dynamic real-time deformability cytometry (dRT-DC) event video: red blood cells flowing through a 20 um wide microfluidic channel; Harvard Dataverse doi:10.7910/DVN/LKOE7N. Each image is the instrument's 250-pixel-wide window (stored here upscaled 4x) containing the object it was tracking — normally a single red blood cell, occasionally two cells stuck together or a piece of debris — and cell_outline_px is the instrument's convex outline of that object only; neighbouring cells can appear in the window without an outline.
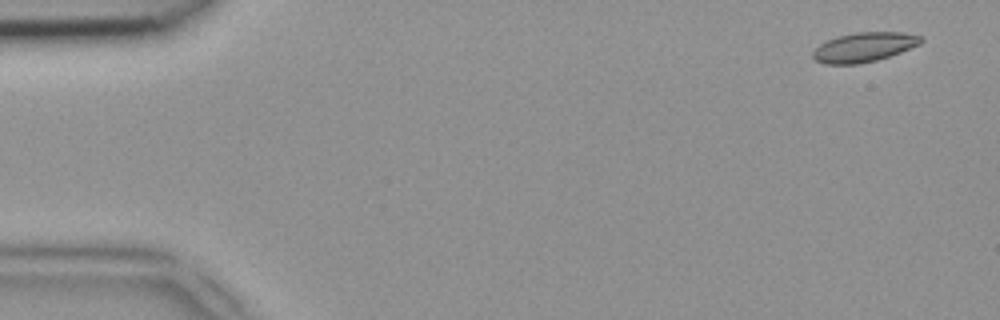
{"species": "common noctule bat (a hibernating species)", "species_latin": "Nyctalus noctula", "temperature_condition": "room temperature", "stored_images_in_passage": 48, "camera_frame_rate_fps": 3000, "um_per_image_px": 0.085, "animal": {"sex": "female", "body_mass_g": 18.4}, "frame": {"image": 1, "passage_image": 3, "time_ms": 0.667, "image_size_px": [1000, 320], "cell_outline_px": [[924, 40], [920, 44], [900, 52], [876, 60], [856, 64], [824, 64], [816, 60], [812, 56], [812, 52], [820, 44], [828, 40], [840, 36], [856, 32], [904, 32], [924, 36]], "centroid_in_image_um": [73.47, 4.0], "position_along_channel_um": 11.5, "area_um2": 18.44}}
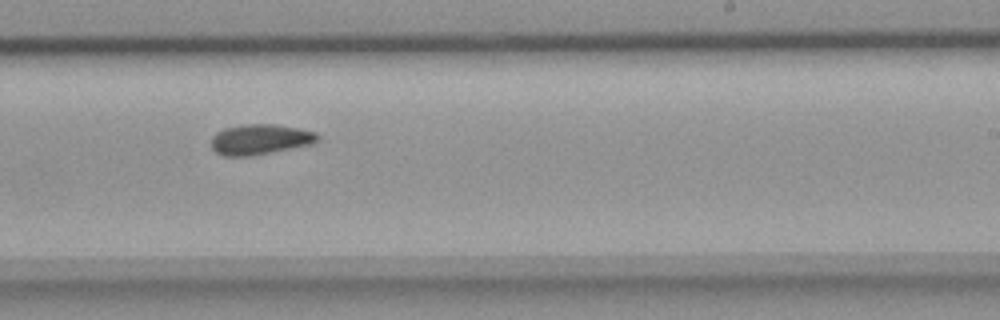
{"frame": {"image": 2, "passage_image": 30, "time_ms": 9.667, "image_size_px": [1000, 320], "cell_outline_px": [[320, 140], [312, 144], [252, 156], [224, 156], [216, 152], [212, 148], [212, 136], [216, 132], [224, 128], [244, 124], [276, 124], [300, 128], [316, 132], [320, 136]], "centroid_in_image_um": [22.14, 11.84], "position_along_channel_um": 266.9, "area_um2": 19.02}}
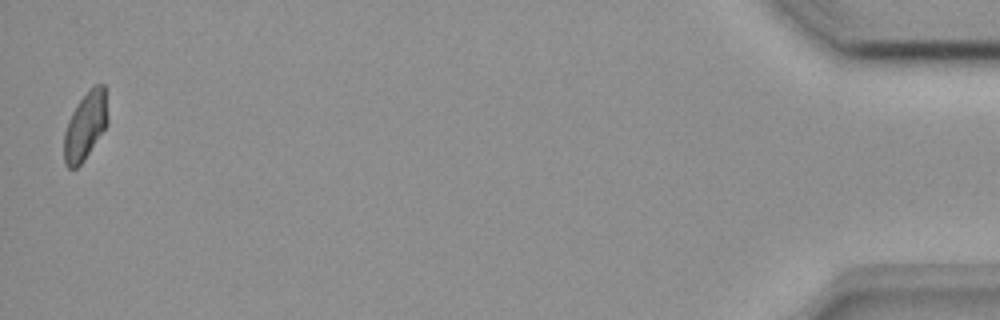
{"frame": {"image": 3, "passage_image": 48, "time_ms": 15.667, "image_size_px": [1000, 320], "cell_outline_px": [[108, 124], [84, 160], [76, 168], [68, 168], [64, 164], [64, 132], [68, 120], [72, 112], [80, 100], [92, 84], [104, 84], [108, 116]], "centroid_in_image_um": [7.26, 10.69], "position_along_channel_um": 427.9, "area_um2": 17.34}}